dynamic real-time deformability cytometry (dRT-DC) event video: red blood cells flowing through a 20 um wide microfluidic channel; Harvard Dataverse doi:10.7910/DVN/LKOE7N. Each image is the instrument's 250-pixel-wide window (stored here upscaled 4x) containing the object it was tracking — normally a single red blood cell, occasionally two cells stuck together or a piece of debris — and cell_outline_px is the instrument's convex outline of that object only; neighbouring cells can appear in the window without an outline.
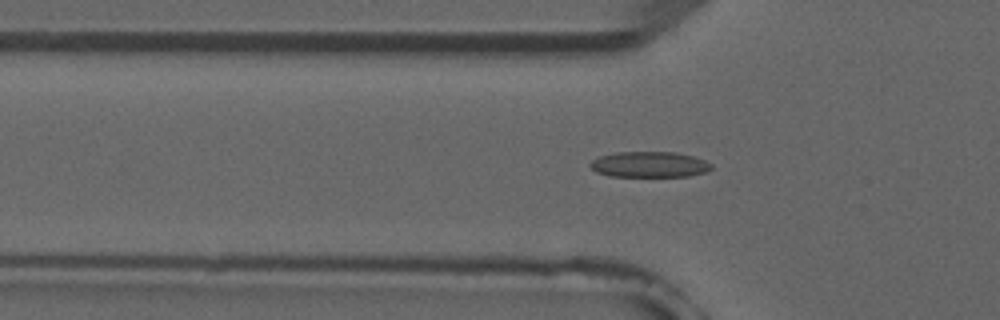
{"species": "common noctule bat (a hibernating species)", "species_latin": "Nyctalus noctula", "temperature_condition": "room temperature", "stored_images_in_passage": 36, "camera_frame_rate_fps": 3000, "um_per_image_px": 0.085, "animal": {"sex": "male", "forearm_length_mm": 52.5}, "frame": {"image": 1, "passage_image": 12, "time_ms": 3.667, "image_size_px": [1000, 320], "cell_outline_px": [[712, 168], [704, 172], [688, 176], [608, 176], [596, 172], [588, 164], [592, 160], [600, 156], [616, 152], [676, 152], [692, 156], [704, 160], [712, 164]], "centroid_in_image_um": [55.17, 13.98], "position_along_channel_um": 70.6, "area_um2": 18.09}}
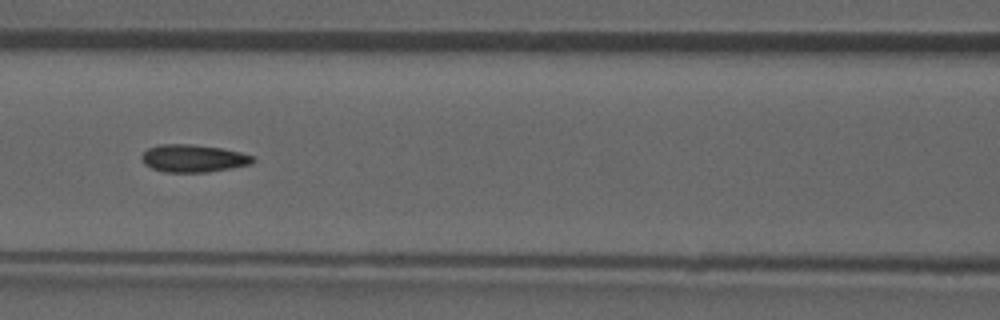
{"frame": {"image": 2, "passage_image": 18, "time_ms": 5.667, "image_size_px": [1000, 320], "cell_outline_px": [[256, 160], [252, 164], [208, 172], [164, 172], [152, 168], [144, 164], [140, 156], [148, 148], [160, 144], [188, 144], [220, 148], [240, 152], [256, 156]], "centroid_in_image_um": [16.45, 13.46], "position_along_channel_um": 150.2, "area_um2": 17.92}}
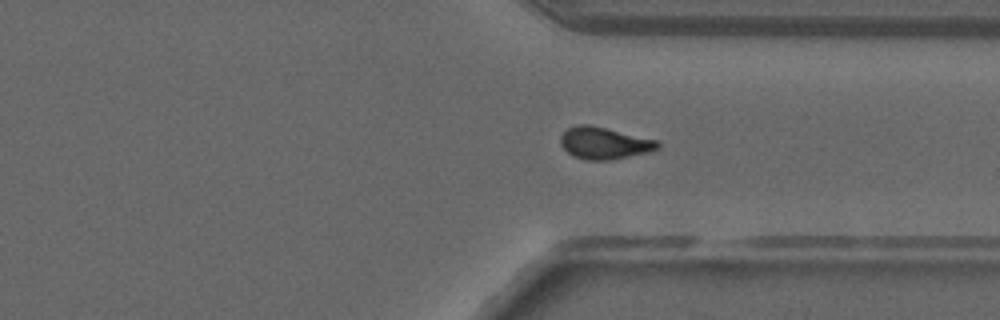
{"frame": {"image": 3, "passage_image": 34, "time_ms": 11.0, "image_size_px": [1000, 320], "cell_outline_px": [[660, 148], [648, 152], [612, 160], [584, 160], [568, 152], [560, 144], [560, 136], [568, 128], [576, 124], [588, 124], [656, 140], [660, 144]], "centroid_in_image_um": [51.34, 12.17], "position_along_channel_um": 360.1, "area_um2": 17.92}}